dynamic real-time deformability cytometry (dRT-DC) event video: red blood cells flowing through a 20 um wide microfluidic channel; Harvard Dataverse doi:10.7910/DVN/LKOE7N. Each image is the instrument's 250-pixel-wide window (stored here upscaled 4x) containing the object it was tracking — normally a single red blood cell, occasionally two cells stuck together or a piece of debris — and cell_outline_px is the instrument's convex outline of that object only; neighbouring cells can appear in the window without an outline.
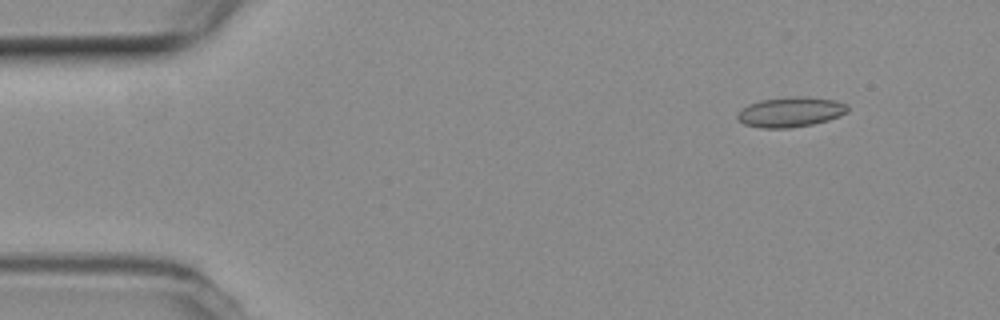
{"species": "common noctule bat (a hibernating species)", "species_latin": "Nyctalus noctula", "temperature_condition": "room temperature", "stored_images_in_passage": 24, "camera_frame_rate_fps": 3000, "um_per_image_px": 0.085, "animal": {"sex": "female", "body_mass_g": 19.3, "forearm_length_mm": 54.1}, "frame": {"image": 1, "passage_image": 6, "time_ms": 1.667, "image_size_px": [1000, 320], "cell_outline_px": [[848, 112], [828, 120], [812, 124], [788, 128], [760, 128], [744, 124], [736, 116], [740, 108], [748, 104], [760, 100], [792, 96], [804, 96], [836, 100], [848, 104]], "centroid_in_image_um": [67.19, 9.51], "position_along_channel_um": 17.8, "area_um2": 19.42}}
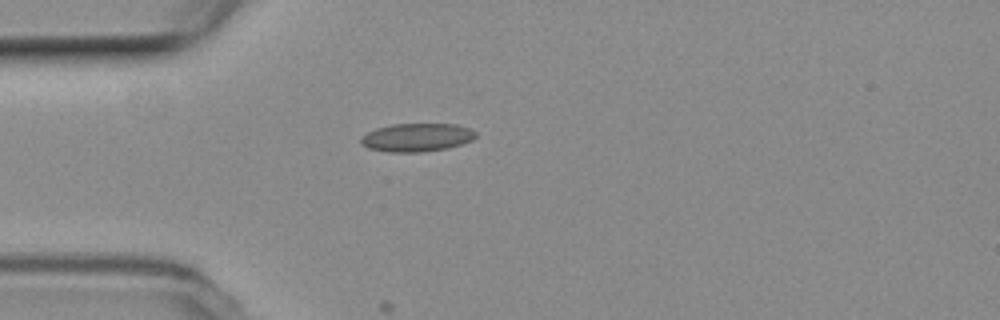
{"frame": {"image": 2, "passage_image": 15, "time_ms": 4.667, "image_size_px": [1000, 320], "cell_outline_px": [[476, 136], [472, 140], [448, 148], [420, 152], [388, 152], [368, 148], [360, 144], [360, 140], [368, 132], [376, 128], [392, 124], [456, 124], [472, 128], [476, 132]], "centroid_in_image_um": [35.44, 11.68], "position_along_channel_um": 49.6, "area_um2": 18.96}}
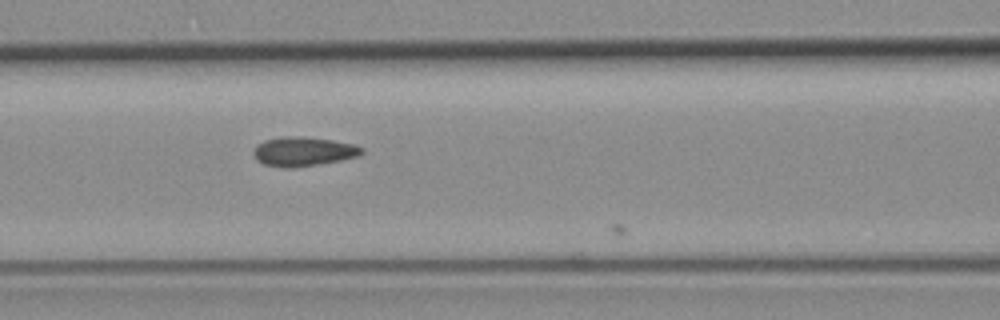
{"frame": {"image": 3, "passage_image": 23, "time_ms": 7.333, "image_size_px": [1000, 320], "cell_outline_px": [[364, 152], [360, 156], [340, 160], [292, 168], [284, 168], [264, 164], [256, 160], [252, 152], [264, 140], [288, 136], [300, 136], [332, 140], [356, 144], [364, 148]], "centroid_in_image_um": [25.82, 12.88], "position_along_channel_um": 140.8, "area_um2": 18.38}}